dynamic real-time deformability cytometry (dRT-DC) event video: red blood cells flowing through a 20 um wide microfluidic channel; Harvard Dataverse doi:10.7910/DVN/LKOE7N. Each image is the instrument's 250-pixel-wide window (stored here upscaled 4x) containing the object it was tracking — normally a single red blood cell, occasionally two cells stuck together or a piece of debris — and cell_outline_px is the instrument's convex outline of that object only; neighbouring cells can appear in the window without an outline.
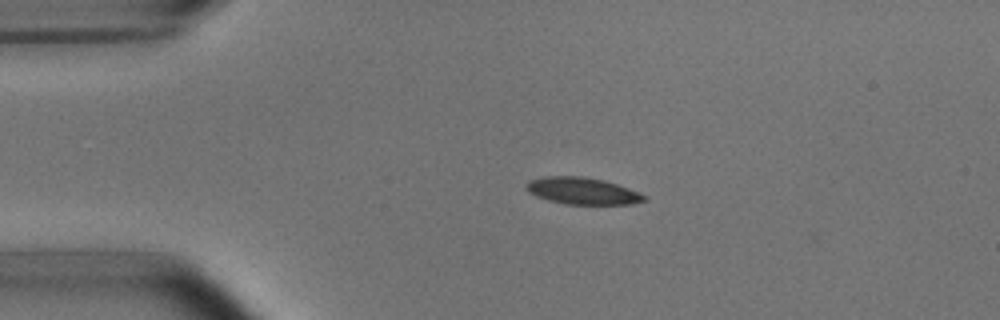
{"species": "common noctule bat (a hibernating species)", "species_latin": "Nyctalus noctula", "temperature_condition": "room temperature", "stored_images_in_passage": 43, "camera_frame_rate_fps": 3000, "um_per_image_px": 0.085, "animal": {"sex": "male", "body_mass_g": 15.6}, "frame": {"image": 1, "passage_image": 1, "time_ms": 0.0, "image_size_px": [1000, 320], "cell_outline_px": [[648, 200], [628, 204], [564, 204], [548, 200], [536, 196], [528, 192], [524, 188], [524, 184], [528, 180], [544, 176], [580, 176], [604, 180], [628, 188], [648, 196]], "centroid_in_image_um": [49.46, 16.22], "position_along_channel_um": 35.5, "area_um2": 18.61}}
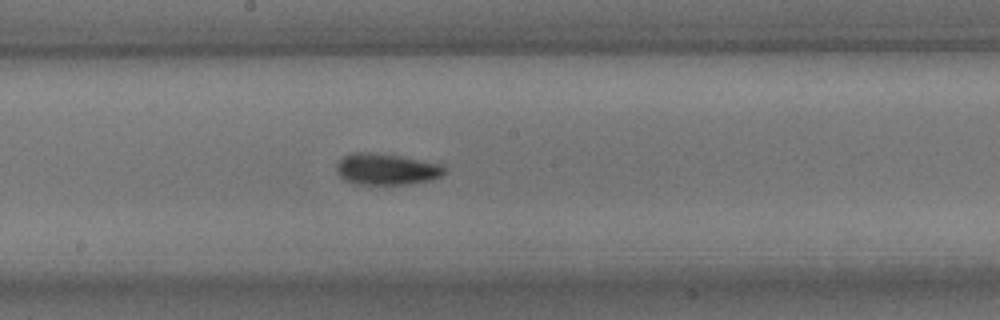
{"frame": {"image": 2, "passage_image": 18, "time_ms": 5.667, "image_size_px": [1000, 320], "cell_outline_px": [[448, 172], [432, 180], [412, 184], [356, 184], [344, 180], [336, 172], [336, 160], [352, 152], [368, 152], [400, 156], [440, 164], [448, 168]], "centroid_in_image_um": [32.84, 14.38], "position_along_channel_um": 215.4, "area_um2": 20.0}}
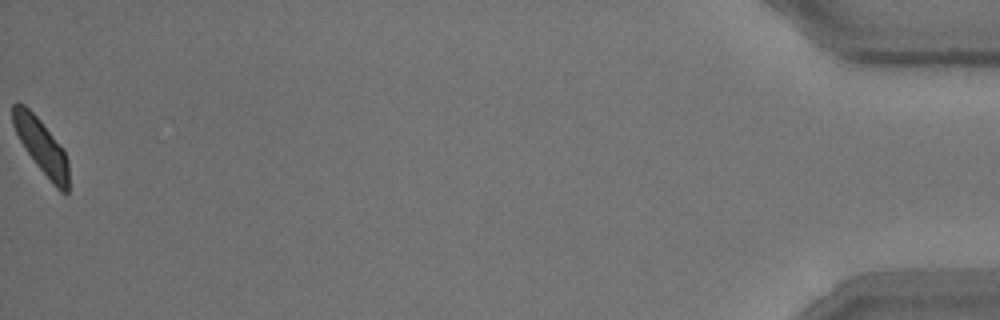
{"frame": {"image": 3, "passage_image": 43, "time_ms": 14.0, "image_size_px": [1000, 320], "cell_outline_px": [[68, 192], [60, 192], [52, 184], [36, 164], [20, 140], [12, 124], [12, 104], [16, 100], [24, 104], [40, 120], [64, 148], [68, 160]], "centroid_in_image_um": [3.52, 12.41], "position_along_channel_um": 431.7, "area_um2": 17.8}, "authors_computed_cell_mechanics": {"area_um2": 18.9584, "velocity_mm_per_s": 3.7761, "shape_relaxation_time_tau1_ms": 2.1708, "shape_relaxation_time_tau2_ms": 2.2752, "deformation_change_tau1": 0.1191, "deformation_change_tau2": 0.0872}}